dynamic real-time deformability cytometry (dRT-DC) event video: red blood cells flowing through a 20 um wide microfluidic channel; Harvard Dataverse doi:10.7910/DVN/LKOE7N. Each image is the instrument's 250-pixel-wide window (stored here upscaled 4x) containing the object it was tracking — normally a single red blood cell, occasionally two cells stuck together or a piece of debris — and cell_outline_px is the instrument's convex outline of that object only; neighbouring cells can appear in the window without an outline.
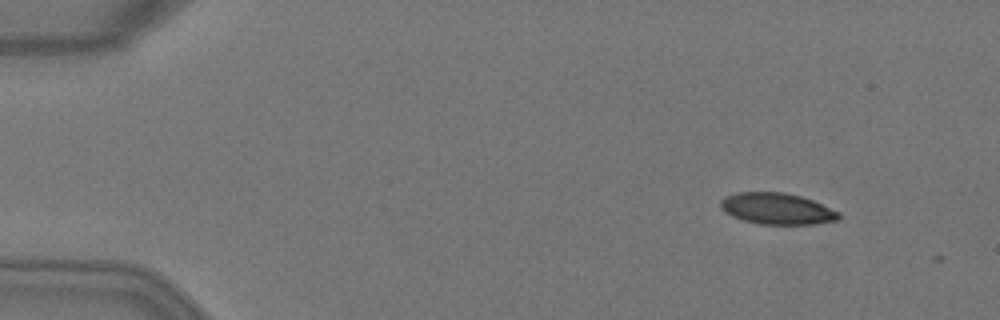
{"species": "Egyptian fruit bat (a non-hibernating species)", "species_latin": "Rousettus aegyptiacus", "temperature_condition": "warm", "stored_images_in_passage": 2, "camera_frame_rate_fps": 3000, "um_per_image_px": 0.085, "animal": {"sex": "female"}, "frame": {"image": 1, "passage_image": 1, "time_ms": 0.0, "image_size_px": [1000, 320], "cell_outline_px": [[840, 220], [816, 224], [760, 224], [744, 220], [732, 216], [724, 212], [720, 208], [720, 200], [724, 196], [736, 192], [784, 192], [800, 196], [812, 200], [840, 212]], "centroid_in_image_um": [66.03, 17.73], "position_along_channel_um": 19.0, "area_um2": 21.73}}